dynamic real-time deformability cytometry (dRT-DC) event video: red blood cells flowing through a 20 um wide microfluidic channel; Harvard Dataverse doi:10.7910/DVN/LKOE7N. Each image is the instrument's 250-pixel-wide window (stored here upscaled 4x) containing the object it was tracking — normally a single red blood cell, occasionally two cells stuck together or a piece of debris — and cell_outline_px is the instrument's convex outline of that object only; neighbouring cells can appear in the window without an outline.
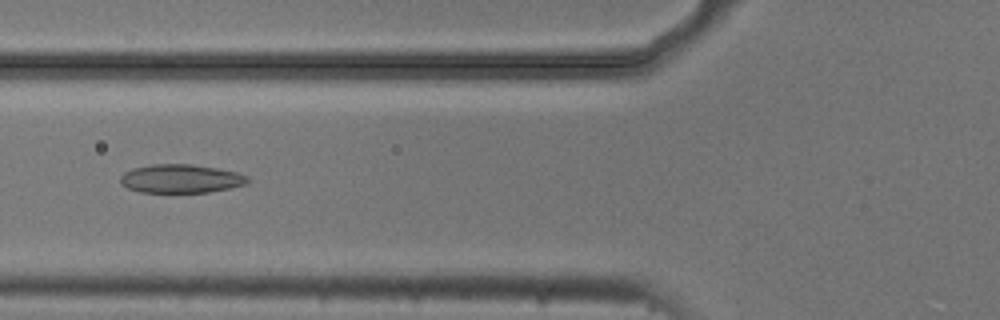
{"species": "common noctule bat (a hibernating species)", "species_latin": "Nyctalus noctula", "temperature_condition": "cold", "stored_images_in_passage": 6, "camera_frame_rate_fps": 3000, "um_per_image_px": 0.085, "animal": {"sex": "male", "body_mass_g": 20.5, "forearm_length_mm": 52.5}, "frame": {"image": 1, "passage_image": 3, "time_ms": 0.667, "image_size_px": [1000, 320], "cell_outline_px": [[252, 180], [248, 184], [208, 192], [140, 192], [128, 188], [120, 184], [120, 176], [124, 172], [132, 168], [152, 164], [192, 164], [216, 168], [236, 172], [248, 176]], "centroid_in_image_um": [15.37, 15.18], "position_along_channel_um": 110.4, "area_um2": 21.33}}
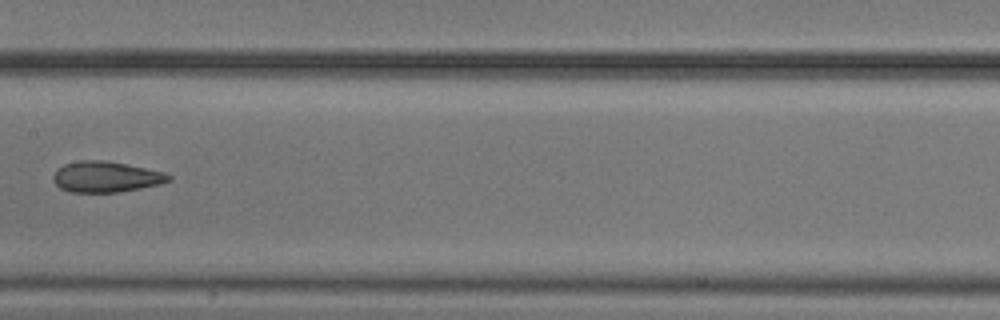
{"frame": {"image": 2, "passage_image": 5, "time_ms": 1.333, "image_size_px": [1000, 320], "cell_outline_px": [[172, 180], [160, 184], [140, 188], [116, 192], [72, 192], [60, 188], [52, 180], [52, 176], [56, 168], [64, 164], [80, 160], [104, 160], [128, 164], [164, 172], [172, 176]], "centroid_in_image_um": [8.99, 15.02], "position_along_channel_um": 198.4, "area_um2": 20.87}}
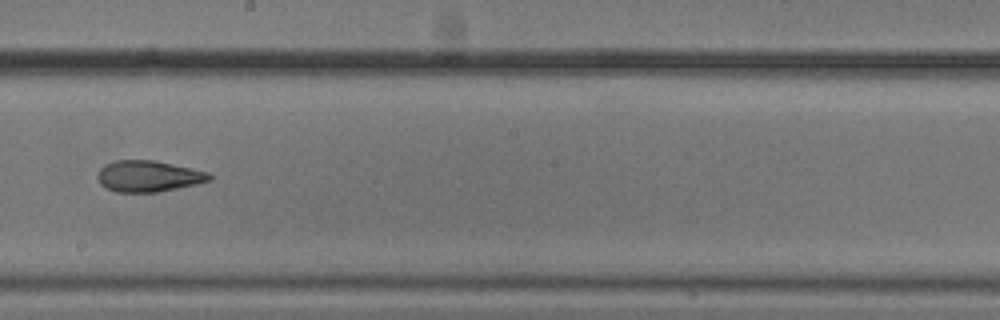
{"frame": {"image": 3, "passage_image": 6, "time_ms": 1.667, "image_size_px": [1000, 320], "cell_outline_px": [[212, 180], [196, 184], [156, 192], [116, 192], [100, 184], [96, 176], [100, 168], [104, 164], [116, 160], [156, 160], [208, 172], [212, 176]], "centroid_in_image_um": [12.6, 14.97], "position_along_channel_um": 235.6, "area_um2": 20.35}}